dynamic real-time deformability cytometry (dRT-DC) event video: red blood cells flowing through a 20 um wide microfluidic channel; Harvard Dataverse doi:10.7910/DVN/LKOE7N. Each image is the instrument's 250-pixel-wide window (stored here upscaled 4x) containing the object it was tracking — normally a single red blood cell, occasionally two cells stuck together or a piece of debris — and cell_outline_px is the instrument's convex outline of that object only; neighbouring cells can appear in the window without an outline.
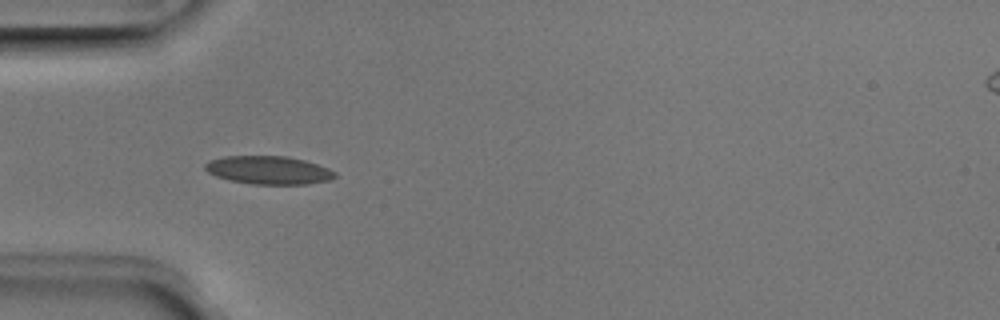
{"species": "Egyptian fruit bat (a non-hibernating species)", "species_latin": "Rousettus aegyptiacus", "temperature_condition": "room temperature", "stored_images_in_passage": 38, "camera_frame_rate_fps": 3000, "um_per_image_px": 0.085, "animal": {"sex": "male"}, "frame": {"image": 1, "passage_image": 3, "time_ms": 0.667, "image_size_px": [1000, 320], "cell_outline_px": [[336, 176], [332, 180], [308, 184], [252, 184], [232, 180], [216, 176], [208, 172], [204, 168], [204, 164], [208, 160], [224, 156], [288, 156], [304, 160], [328, 168], [336, 172]], "centroid_in_image_um": [22.84, 14.46], "position_along_channel_um": 62.2, "area_um2": 21.39}}
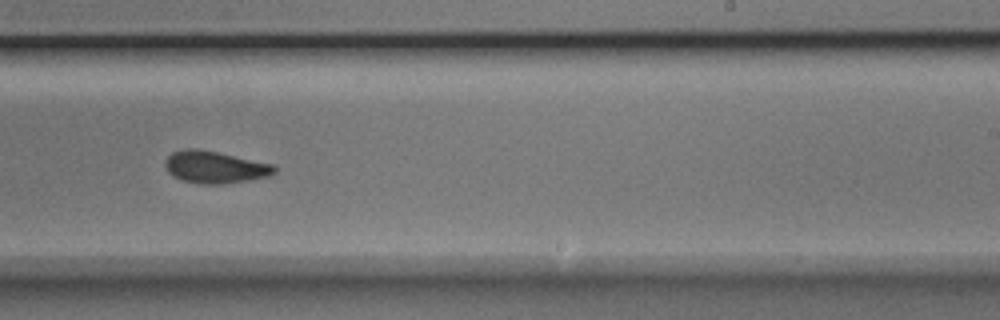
{"frame": {"image": 2, "passage_image": 19, "time_ms": 6.0, "image_size_px": [1000, 320], "cell_outline_px": [[276, 172], [268, 176], [248, 180], [220, 184], [200, 184], [180, 180], [172, 176], [168, 172], [164, 164], [164, 160], [172, 152], [184, 148], [196, 148], [216, 152], [272, 164], [276, 168]], "centroid_in_image_um": [18.2, 14.21], "position_along_channel_um": 270.8, "area_um2": 20.4}}
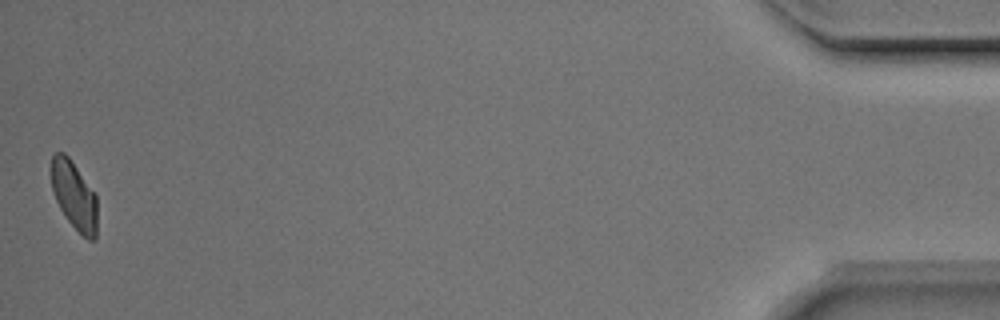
{"frame": {"image": 3, "passage_image": 38, "time_ms": 12.333, "image_size_px": [1000, 320], "cell_outline_px": [[96, 240], [88, 240], [68, 220], [60, 208], [56, 200], [52, 188], [48, 168], [52, 156], [56, 152], [64, 152], [68, 156], [96, 196]], "centroid_in_image_um": [6.25, 16.57], "position_along_channel_um": 429.0, "area_um2": 18.15}, "authors_computed_cell_mechanics": {"area_um2": 20.1433, "velocity_mm_per_s": 3.9497, "shape_relaxation_time_tau1_ms": 1.8882, "shape_relaxation_time_tau2_ms": 1.0915, "deformation_change_tau1": 0.1096, "deformation_change_tau2": 0.073}}